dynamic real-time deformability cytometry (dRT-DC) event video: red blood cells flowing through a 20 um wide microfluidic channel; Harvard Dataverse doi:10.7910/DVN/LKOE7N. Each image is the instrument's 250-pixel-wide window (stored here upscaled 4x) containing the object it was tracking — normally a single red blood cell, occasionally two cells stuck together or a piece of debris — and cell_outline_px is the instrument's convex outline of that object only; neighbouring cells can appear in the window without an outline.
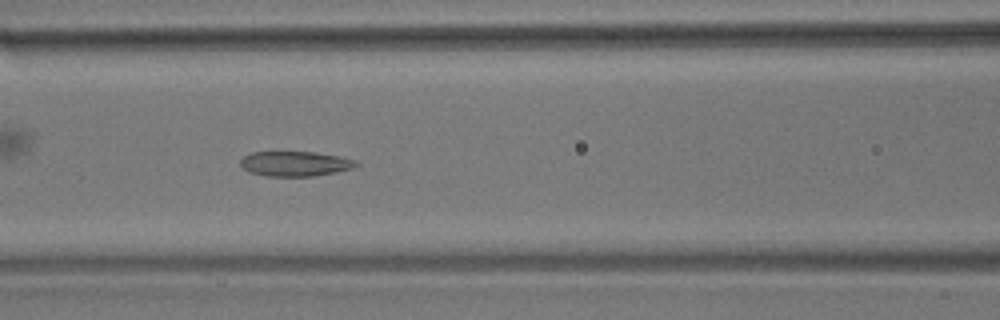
{"species": "common noctule bat (a hibernating species)", "species_latin": "Nyctalus noctula", "temperature_condition": "room temperature", "stored_images_in_passage": 51, "camera_frame_rate_fps": 3000, "um_per_image_px": 0.085, "animal": {"sex": "male", "body_mass_g": 17.9}, "frame": {"image": 1, "passage_image": 23, "time_ms": 7.333, "image_size_px": [1000, 320], "cell_outline_px": [[360, 164], [352, 168], [336, 172], [312, 176], [264, 176], [248, 172], [240, 164], [240, 160], [248, 152], [316, 152], [356, 160]], "centroid_in_image_um": [25.05, 13.92], "position_along_channel_um": 141.6, "area_um2": 16.82}}
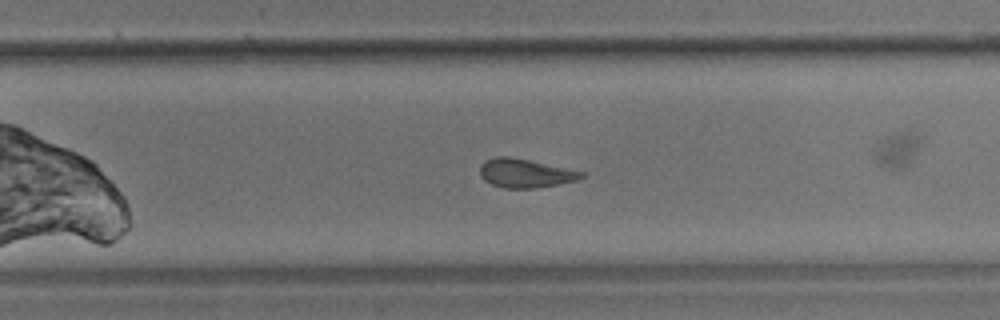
{"frame": {"image": 2, "passage_image": 35, "time_ms": 11.333, "image_size_px": [1000, 320], "cell_outline_px": [[584, 176], [576, 180], [536, 188], [504, 188], [492, 184], [484, 180], [480, 176], [480, 164], [484, 160], [496, 156], [508, 156], [528, 160], [584, 172]], "centroid_in_image_um": [44.58, 14.72], "position_along_channel_um": 285.2, "area_um2": 16.82}}
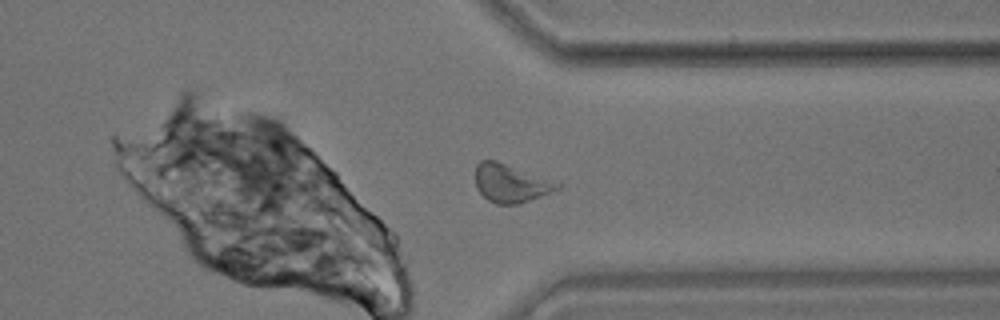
{"frame": {"image": 3, "passage_image": 42, "time_ms": 13.667, "image_size_px": [1000, 320], "cell_outline_px": [[564, 184], [560, 188], [520, 204], [496, 204], [488, 200], [476, 188], [476, 164], [480, 160], [496, 160]], "centroid_in_image_um": [43.41, 15.57], "position_along_channel_um": 368.0, "area_um2": 18.21}}